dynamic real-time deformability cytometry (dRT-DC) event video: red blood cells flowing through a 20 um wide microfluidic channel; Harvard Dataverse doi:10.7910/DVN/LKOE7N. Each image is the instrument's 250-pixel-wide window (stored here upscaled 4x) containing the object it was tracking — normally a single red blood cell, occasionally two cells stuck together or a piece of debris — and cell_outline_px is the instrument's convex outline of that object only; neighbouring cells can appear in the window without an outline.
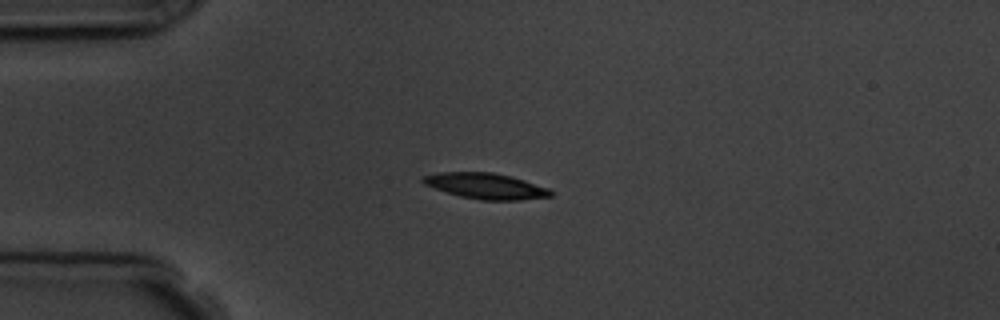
{"species": "common noctule bat (a hibernating species)", "species_latin": "Nyctalus noctula", "temperature_condition": "room temperature", "stored_images_in_passage": 2, "camera_frame_rate_fps": 3000, "um_per_image_px": 0.085, "animal": {"sex": "male", "body_mass_g": 19.5, "forearm_length_mm": 54.6}, "frame": {"image": 1, "passage_image": 1, "time_ms": 0.0, "image_size_px": [1000, 320], "cell_outline_px": [[552, 196], [520, 200], [480, 200], [460, 196], [424, 184], [420, 180], [424, 176], [440, 172], [492, 172], [512, 176], [552, 188]], "centroid_in_image_um": [41.36, 15.8], "position_along_channel_um": 43.6, "area_um2": 19.25}}